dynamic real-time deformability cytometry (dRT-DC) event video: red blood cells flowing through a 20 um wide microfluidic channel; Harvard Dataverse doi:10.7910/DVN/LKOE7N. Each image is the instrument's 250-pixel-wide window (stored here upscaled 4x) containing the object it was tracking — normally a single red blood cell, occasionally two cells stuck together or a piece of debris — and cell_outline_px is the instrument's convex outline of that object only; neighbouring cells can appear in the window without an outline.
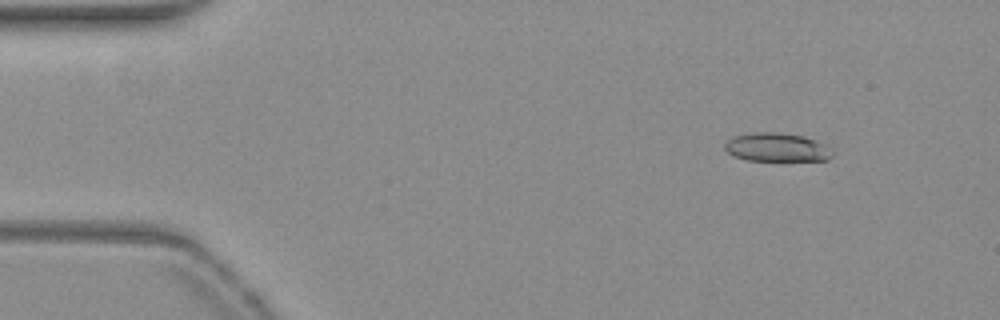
{"species": "common noctule bat (a hibernating species)", "species_latin": "Nyctalus noctula", "temperature_condition": "warm", "stored_images_in_passage": 50, "camera_frame_rate_fps": 3000, "um_per_image_px": 0.085, "animal": {"sex": "female", "body_mass_g": 19.3, "forearm_length_mm": 54.1}, "frame": {"image": 1, "passage_image": 3, "time_ms": 0.667, "image_size_px": [1000, 320], "cell_outline_px": [[832, 156], [828, 160], [748, 160], [736, 156], [728, 152], [724, 148], [724, 144], [732, 136], [756, 132], [772, 132], [800, 136], [824, 144], [832, 152]], "centroid_in_image_um": [65.98, 12.52], "position_along_channel_um": 19.0, "area_um2": 17.46}}
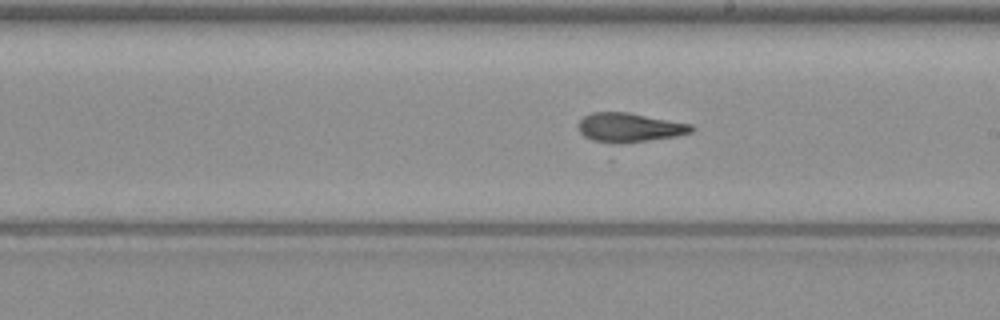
{"frame": {"image": 2, "passage_image": 27, "time_ms": 8.667, "image_size_px": [1000, 320], "cell_outline_px": [[696, 128], [692, 132], [676, 136], [620, 144], [608, 144], [592, 140], [584, 136], [580, 132], [580, 120], [584, 116], [592, 112], [628, 112], [692, 124]], "centroid_in_image_um": [53.52, 10.84], "position_along_channel_um": 235.5, "area_um2": 19.31}}
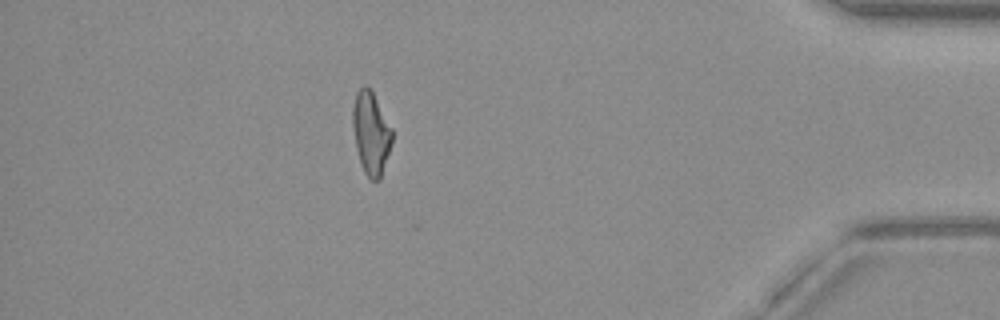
{"frame": {"image": 3, "passage_image": 44, "time_ms": 14.333, "image_size_px": [1000, 320], "cell_outline_px": [[392, 140], [380, 180], [372, 180], [364, 172], [360, 164], [356, 148], [352, 124], [352, 108], [356, 92], [364, 84], [368, 84], [392, 128]], "centroid_in_image_um": [31.51, 11.28], "position_along_channel_um": 403.7, "area_um2": 18.96}, "authors_computed_cell_mechanics": {"area_um2": 18.9006, "velocity_mm_per_s": 3.8395, "shape_relaxation_time_tau1_ms": 6.5745, "shape_relaxation_time_tau2_ms": 2.8928, "deformation_change_tau1": 0.2125, "deformation_change_tau2": 0.1179}}